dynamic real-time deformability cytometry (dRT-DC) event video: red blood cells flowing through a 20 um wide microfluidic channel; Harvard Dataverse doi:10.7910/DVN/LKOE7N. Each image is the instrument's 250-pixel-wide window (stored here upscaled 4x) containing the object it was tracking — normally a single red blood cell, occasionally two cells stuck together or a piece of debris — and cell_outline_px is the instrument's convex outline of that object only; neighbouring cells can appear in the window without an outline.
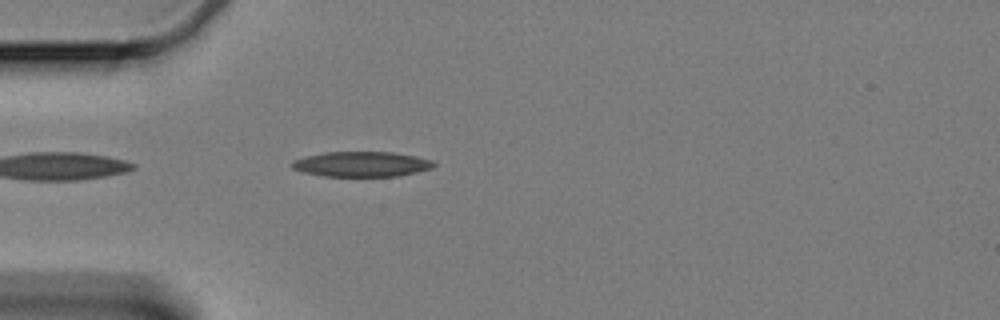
{"species": "Egyptian fruit bat (a non-hibernating species)", "species_latin": "Rousettus aegyptiacus", "temperature_condition": "cold", "stored_images_in_passage": 21, "camera_frame_rate_fps": 3000, "um_per_image_px": 0.085, "animal": {"sex": "female"}, "frame": {"image": 1, "passage_image": 1, "time_ms": 0.0, "image_size_px": [1000, 320], "cell_outline_px": [[436, 164], [432, 168], [400, 176], [324, 176], [304, 172], [292, 168], [288, 164], [292, 160], [304, 156], [324, 152], [392, 152], [416, 156], [432, 160]], "centroid_in_image_um": [30.7, 13.95], "position_along_channel_um": 54.3, "area_um2": 20.92}}
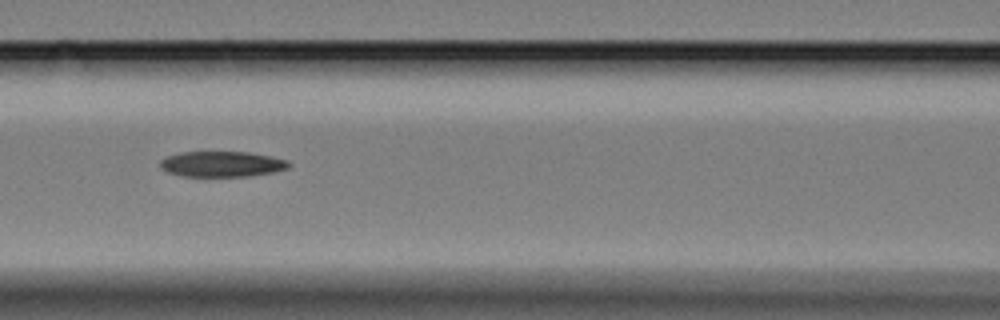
{"frame": {"image": 2, "passage_image": 10, "time_ms": 3.0, "image_size_px": [1000, 320], "cell_outline_px": [[292, 164], [288, 168], [272, 172], [248, 176], [184, 176], [168, 172], [160, 168], [160, 160], [168, 156], [180, 152], [248, 152], [272, 156], [288, 160]], "centroid_in_image_um": [18.88, 13.94], "position_along_channel_um": 147.7, "area_um2": 19.13}}
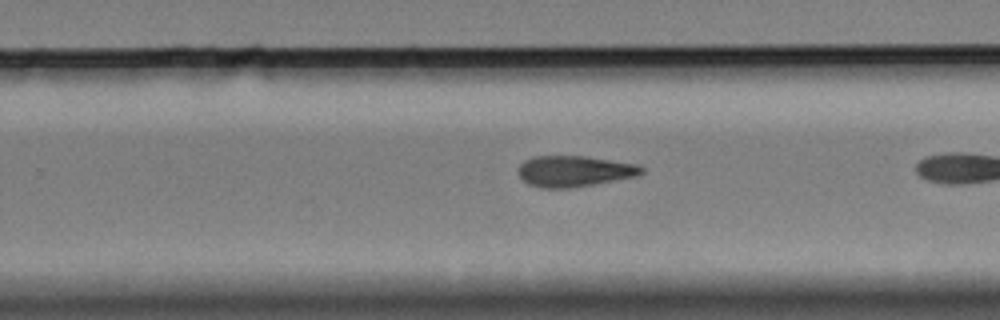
{"frame": {"image": 3, "passage_image": 19, "time_ms": 6.0, "image_size_px": [1000, 320], "cell_outline_px": [[644, 172], [636, 176], [592, 184], [568, 188], [540, 188], [528, 184], [516, 172], [516, 168], [524, 160], [532, 156], [584, 156], [636, 164], [644, 168]], "centroid_in_image_um": [48.74, 14.54], "position_along_channel_um": 281.1, "area_um2": 22.2}}